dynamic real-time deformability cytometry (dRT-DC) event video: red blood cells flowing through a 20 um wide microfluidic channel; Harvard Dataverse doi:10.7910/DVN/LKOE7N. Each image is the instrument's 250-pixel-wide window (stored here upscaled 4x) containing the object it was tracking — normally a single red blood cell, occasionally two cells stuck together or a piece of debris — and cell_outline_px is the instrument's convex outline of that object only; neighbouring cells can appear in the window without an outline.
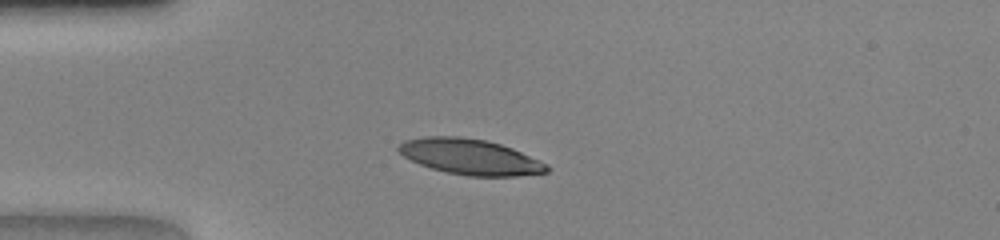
{"species": "human", "species_latin": "Homo sapiens", "temperature_condition": "warm", "stored_images_in_passage": 5, "camera_frame_rate_fps": 3000, "um_per_image_px": 0.085, "donor": {"sex": "female"}, "frame": {"image": 1, "passage_image": 3, "time_ms": 0.667, "image_size_px": [1000, 240], "cell_outline_px": [[544, 168], [540, 172], [460, 172], [440, 168], [432, 140], [476, 140], [492, 144], [516, 152]], "centroid_in_image_um": [40.86, 13.4], "position_along_channel_um": 44.1, "area_um2": 18.84}}